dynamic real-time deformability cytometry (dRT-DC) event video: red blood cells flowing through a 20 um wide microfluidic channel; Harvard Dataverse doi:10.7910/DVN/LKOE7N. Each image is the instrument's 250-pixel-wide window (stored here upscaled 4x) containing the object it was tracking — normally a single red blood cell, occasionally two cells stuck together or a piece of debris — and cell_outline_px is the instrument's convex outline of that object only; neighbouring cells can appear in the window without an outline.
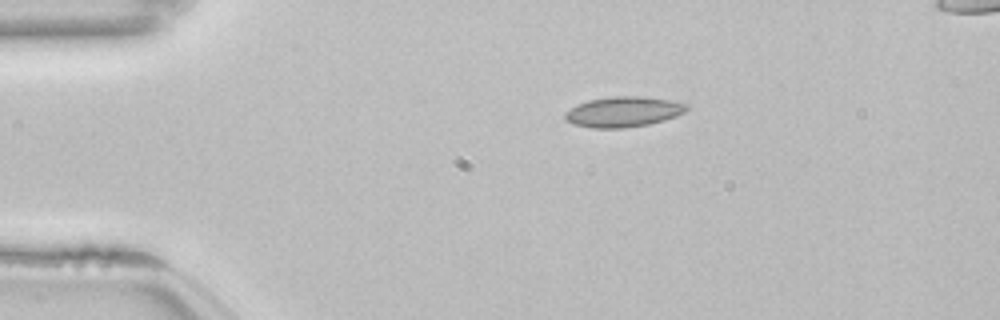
{"species": "common noctule bat (a hibernating species)", "species_latin": "Nyctalus noctula", "temperature_condition": "room temperature", "stored_images_in_passage": 45, "segment_of_instrument_passage": [1, 2], "camera_frame_rate_fps": 3000, "um_per_image_px": 0.085, "animal": {"sex": "female", "body_mass_g": 22.7, "forearm_length_mm": 54.2}, "frame": {"image": 1, "passage_image": 1, "time_ms": 0.0, "image_size_px": [1000, 320], "cell_outline_px": [[688, 108], [684, 112], [676, 116], [664, 120], [648, 124], [624, 128], [592, 128], [572, 124], [564, 120], [564, 112], [588, 100], [612, 96], [644, 96], [672, 100], [688, 104]], "centroid_in_image_um": [52.98, 9.5], "position_along_channel_um": 32.0, "area_um2": 21.62}}
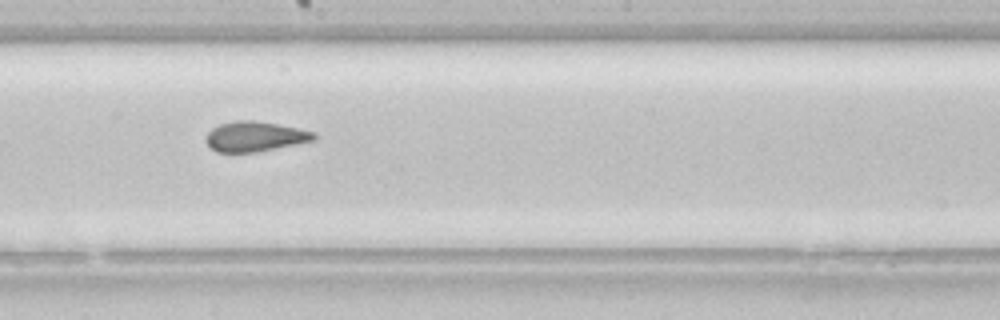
{"frame": {"image": 2, "passage_image": 20, "time_ms": 6.333, "image_size_px": [1000, 320], "cell_outline_px": [[316, 140], [256, 152], [216, 152], [204, 140], [204, 136], [212, 128], [220, 124], [236, 120], [256, 120], [316, 132]], "centroid_in_image_um": [21.65, 11.6], "position_along_channel_um": 226.6, "area_um2": 18.9}}
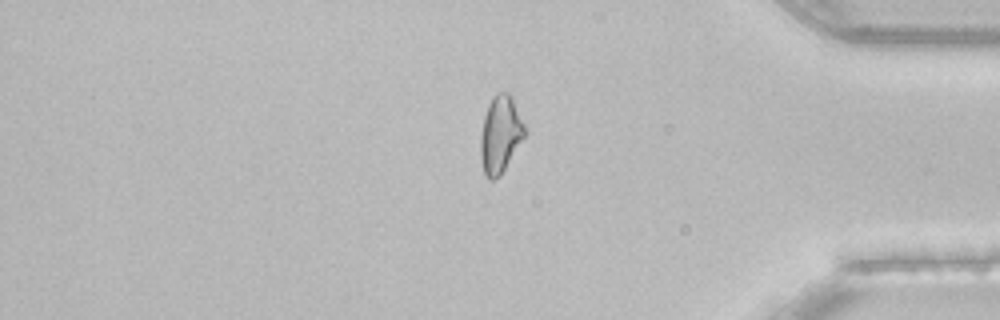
{"frame": {"image": 3, "passage_image": 35, "time_ms": 11.333, "image_size_px": [1000, 320], "cell_outline_px": [[528, 132], [500, 176], [496, 180], [488, 180], [484, 176], [480, 156], [480, 136], [484, 116], [488, 104], [492, 96], [496, 92], [508, 92], [512, 96]], "centroid_in_image_um": [42.53, 11.43], "position_along_channel_um": 392.7, "area_um2": 20.35}}